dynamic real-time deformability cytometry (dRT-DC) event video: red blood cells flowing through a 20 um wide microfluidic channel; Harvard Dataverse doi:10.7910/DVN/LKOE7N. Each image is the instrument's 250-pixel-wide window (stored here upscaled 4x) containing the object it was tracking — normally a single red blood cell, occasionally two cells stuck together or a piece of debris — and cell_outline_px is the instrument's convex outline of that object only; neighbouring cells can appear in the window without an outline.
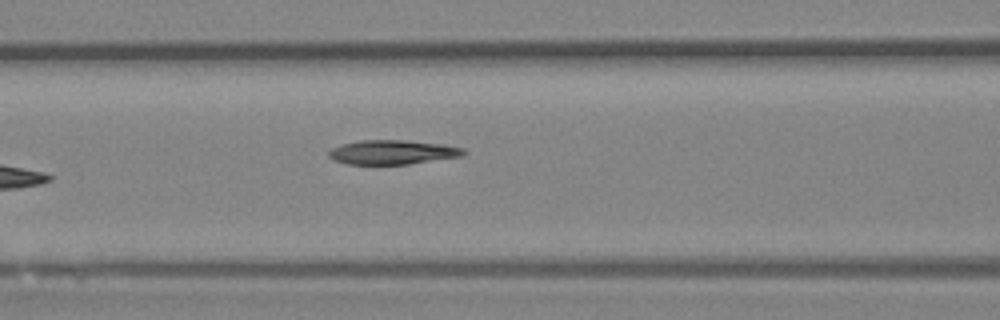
{"species": "Egyptian fruit bat (a non-hibernating species)", "species_latin": "Rousettus aegyptiacus", "temperature_condition": "room temperature", "stored_images_in_passage": 6, "camera_frame_rate_fps": 3000, "um_per_image_px": 0.085, "animal": {"sex": "female"}, "frame": {"image": 1, "passage_image": 6, "time_ms": 1.667, "image_size_px": [1000, 320], "cell_outline_px": [[468, 152], [464, 156], [408, 164], [348, 164], [332, 160], [328, 156], [328, 152], [332, 148], [340, 144], [360, 140], [404, 140], [444, 144], [464, 148]], "centroid_in_image_um": [33.38, 12.93], "position_along_channel_um": 133.2, "area_um2": 19.31}}